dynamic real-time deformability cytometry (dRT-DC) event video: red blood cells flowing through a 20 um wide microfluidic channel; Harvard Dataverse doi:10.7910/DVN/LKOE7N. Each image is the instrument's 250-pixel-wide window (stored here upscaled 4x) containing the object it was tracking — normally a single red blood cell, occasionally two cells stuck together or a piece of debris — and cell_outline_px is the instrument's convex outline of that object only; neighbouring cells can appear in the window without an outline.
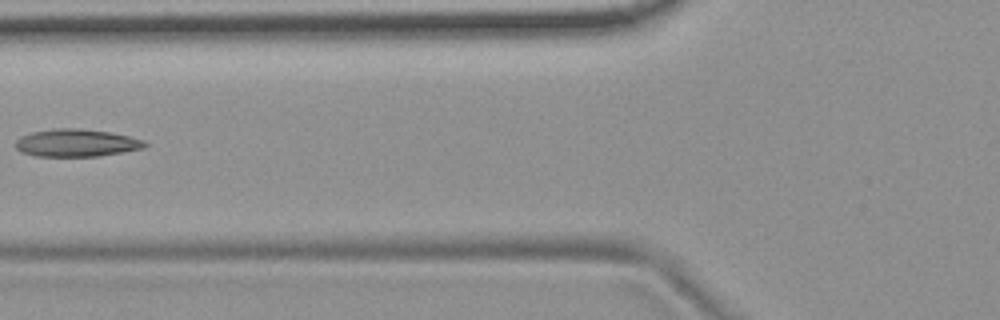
{"species": "common noctule bat (a hibernating species)", "species_latin": "Nyctalus noctula", "temperature_condition": "room temperature", "stored_images_in_passage": 7, "camera_frame_rate_fps": 3000, "um_per_image_px": 0.085, "animal": {"sex": "female", "body_mass_g": 19.9}, "frame": {"image": 1, "passage_image": 7, "time_ms": 7.0, "image_size_px": [1000, 320], "cell_outline_px": [[148, 144], [144, 148], [100, 156], [36, 156], [20, 152], [16, 148], [16, 140], [20, 136], [32, 132], [56, 128], [80, 128], [108, 132], [128, 136], [144, 140]], "centroid_in_image_um": [6.48, 12.15], "position_along_channel_um": 119.3, "area_um2": 20.75}}